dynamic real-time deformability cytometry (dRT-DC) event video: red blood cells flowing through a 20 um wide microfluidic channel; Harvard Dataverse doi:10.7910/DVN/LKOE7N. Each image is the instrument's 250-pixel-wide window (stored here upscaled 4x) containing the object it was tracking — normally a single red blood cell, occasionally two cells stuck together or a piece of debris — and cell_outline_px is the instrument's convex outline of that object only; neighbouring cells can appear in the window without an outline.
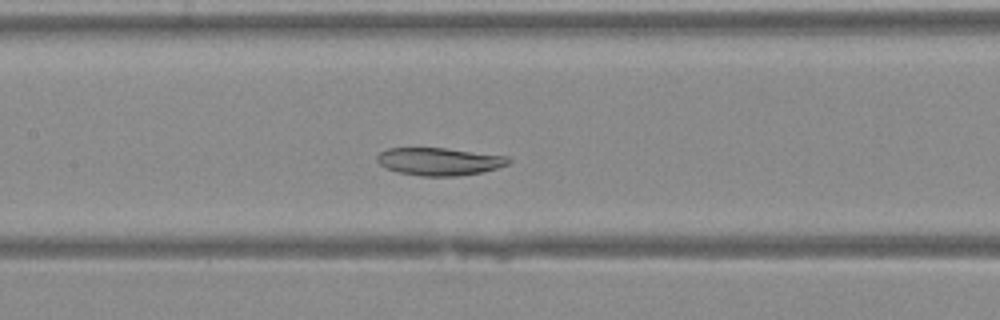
{"species": "Egyptian fruit bat (a non-hibernating species)", "species_latin": "Rousettus aegyptiacus", "temperature_condition": "warm", "stored_images_in_passage": 39, "camera_frame_rate_fps": 3000, "um_per_image_px": 0.085, "animal": {"sex": "female"}, "frame": {"image": 1, "passage_image": 18, "time_ms": 5.667, "image_size_px": [1000, 320], "cell_outline_px": [[512, 160], [508, 164], [484, 172], [460, 176], [420, 176], [396, 172], [384, 168], [376, 160], [376, 156], [380, 152], [388, 148], [444, 148], [508, 156]], "centroid_in_image_um": [37.32, 13.73], "position_along_channel_um": 170.1, "area_um2": 21.39}}
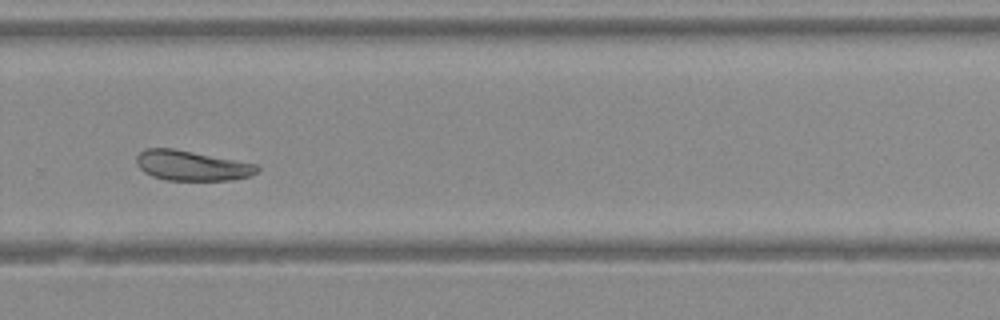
{"frame": {"image": 2, "passage_image": 27, "time_ms": 8.667, "image_size_px": [1000, 320], "cell_outline_px": [[260, 168], [252, 176], [232, 180], [164, 180], [152, 176], [144, 172], [136, 164], [136, 156], [144, 148], [176, 148], [256, 164]], "centroid_in_image_um": [16.28, 14.07], "position_along_channel_um": 313.5, "area_um2": 21.33}}
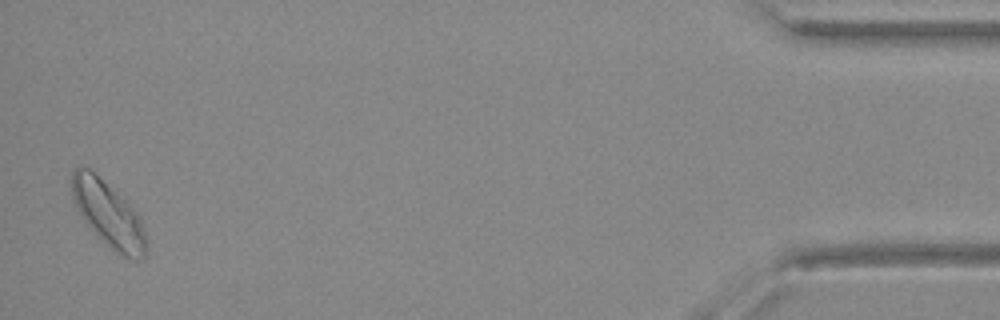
{"frame": {"image": 3, "passage_image": 39, "time_ms": 12.667, "image_size_px": [1000, 320], "cell_outline_px": [[148, 252], [144, 260], [132, 260], [120, 256], [96, 236], [84, 220], [72, 196], [72, 172], [76, 168], [88, 168], [116, 192], [140, 216], [144, 228]], "centroid_in_image_um": [9.27, 18.31], "position_along_channel_um": 425.9, "area_um2": 28.15}}